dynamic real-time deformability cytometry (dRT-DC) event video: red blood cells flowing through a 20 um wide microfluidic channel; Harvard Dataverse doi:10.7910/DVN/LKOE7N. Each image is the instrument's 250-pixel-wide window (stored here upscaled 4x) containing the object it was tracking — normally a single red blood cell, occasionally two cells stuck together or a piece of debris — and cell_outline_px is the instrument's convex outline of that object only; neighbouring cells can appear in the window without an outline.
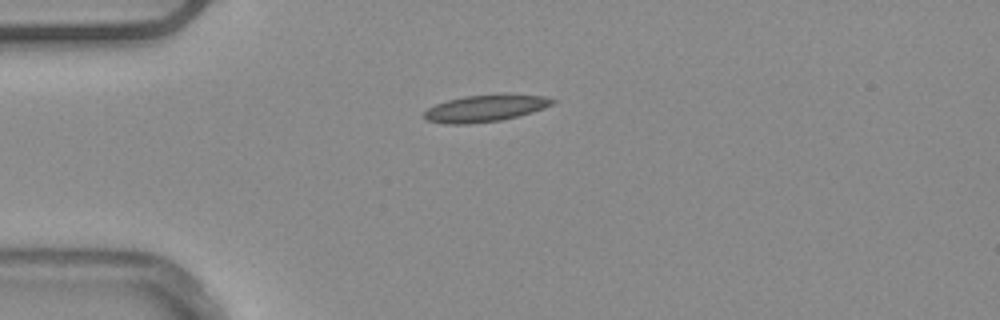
{"species": "common noctule bat (a hibernating species)", "species_latin": "Nyctalus noctula", "temperature_condition": "warm", "stored_images_in_passage": 40, "camera_frame_rate_fps": 3000, "um_per_image_px": 0.085, "animal": {"sex": "male", "body_mass_g": 20.4}, "frame": {"image": 1, "passage_image": 1, "time_ms": 0.0, "image_size_px": [1000, 320], "cell_outline_px": [[560, 100], [544, 108], [532, 112], [500, 120], [468, 124], [444, 124], [428, 120], [424, 116], [424, 112], [428, 108], [436, 104], [448, 100], [464, 96], [544, 96]], "centroid_in_image_um": [41.22, 9.23], "position_along_channel_um": 43.8, "area_um2": 19.31}}
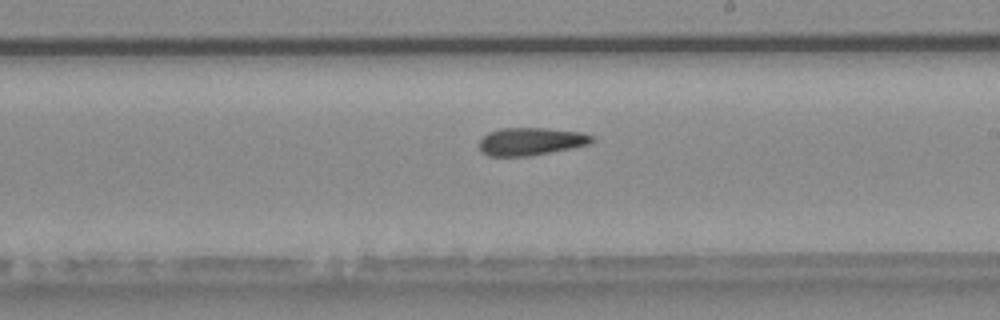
{"frame": {"image": 2, "passage_image": 18, "time_ms": 5.667, "image_size_px": [1000, 320], "cell_outline_px": [[596, 140], [592, 144], [532, 156], [488, 156], [480, 152], [480, 140], [488, 132], [500, 128], [544, 128], [580, 132], [592, 136]], "centroid_in_image_um": [45.14, 12.03], "position_along_channel_um": 243.9, "area_um2": 18.38}, "authors_computed_cell_mechanics": {"area_um2": 18.4093, "velocity_mm_per_s": 3.9136, "shape_relaxation_time_tau1_ms": null, "shape_relaxation_time_tau2_ms": 8.0549, "deformation_change_tau1": null, "deformation_change_tau2": 0.1504}}